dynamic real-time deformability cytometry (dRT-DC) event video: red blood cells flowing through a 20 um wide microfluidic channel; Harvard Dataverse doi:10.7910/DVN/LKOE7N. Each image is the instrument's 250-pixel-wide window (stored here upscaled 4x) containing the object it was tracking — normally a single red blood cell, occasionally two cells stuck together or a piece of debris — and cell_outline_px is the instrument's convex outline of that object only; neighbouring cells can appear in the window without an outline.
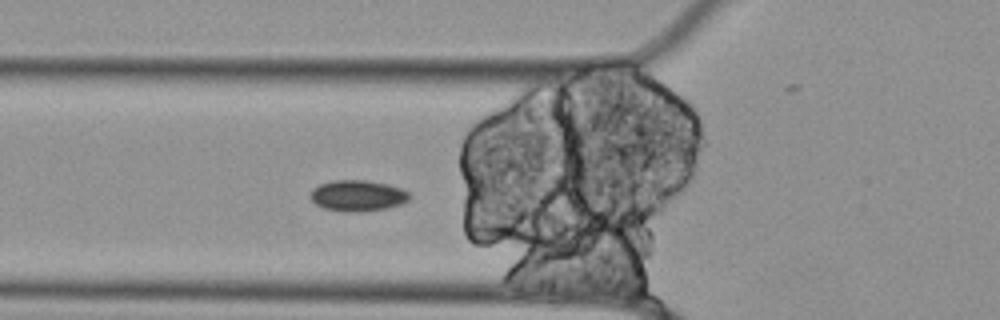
{"species": "Egyptian fruit bat (a non-hibernating species)", "species_latin": "Rousettus aegyptiacus", "temperature_condition": "cold", "stored_images_in_passage": 40, "camera_frame_rate_fps": 3000, "um_per_image_px": 0.085, "animal": {"sex": "female"}, "frame": {"image": 1, "passage_image": 2, "time_ms": 0.333, "image_size_px": [1000, 320], "cell_outline_px": [[412, 196], [408, 200], [400, 204], [388, 208], [348, 212], [340, 212], [324, 208], [316, 204], [308, 196], [312, 188], [320, 184], [332, 180], [364, 180], [388, 184], [400, 188], [408, 192]], "centroid_in_image_um": [30.37, 16.62], "position_along_channel_um": 95.4, "area_um2": 17.98}}
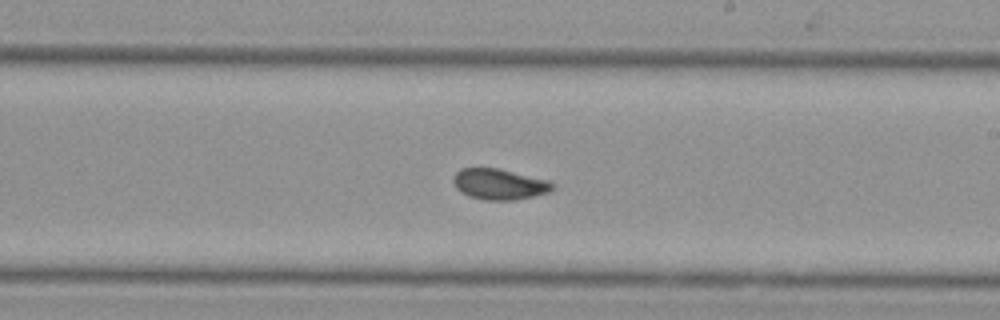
{"frame": {"image": 2, "passage_image": 15, "time_ms": 4.667, "image_size_px": [1000, 320], "cell_outline_px": [[556, 184], [548, 192], [532, 196], [512, 200], [484, 200], [468, 196], [460, 192], [456, 188], [452, 180], [456, 172], [460, 168], [500, 168], [548, 180]], "centroid_in_image_um": [42.41, 15.65], "position_along_channel_um": 246.6, "area_um2": 17.86}}
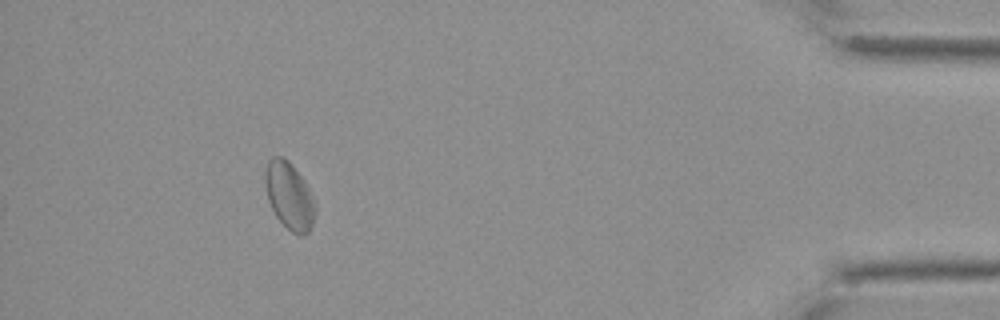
{"frame": {"image": 3, "passage_image": 34, "time_ms": 11.0, "image_size_px": [1000, 320], "cell_outline_px": [[316, 212], [312, 224], [308, 232], [304, 236], [300, 236], [292, 232], [276, 216], [268, 200], [264, 184], [264, 172], [268, 160], [272, 156], [280, 156], [288, 160], [292, 164], [304, 180], [316, 204]], "centroid_in_image_um": [24.58, 16.63], "position_along_channel_um": 410.6, "area_um2": 19.71}}